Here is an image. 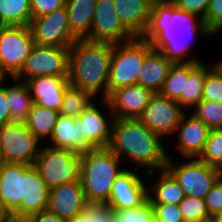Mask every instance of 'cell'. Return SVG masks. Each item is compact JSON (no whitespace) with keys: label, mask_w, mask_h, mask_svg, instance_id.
<instances>
[{"label":"cell","mask_w":222,"mask_h":222,"mask_svg":"<svg viewBox=\"0 0 222 222\" xmlns=\"http://www.w3.org/2000/svg\"><path fill=\"white\" fill-rule=\"evenodd\" d=\"M50 188L32 165L5 163L0 173V212L22 222L47 209Z\"/></svg>","instance_id":"obj_1"},{"label":"cell","mask_w":222,"mask_h":222,"mask_svg":"<svg viewBox=\"0 0 222 222\" xmlns=\"http://www.w3.org/2000/svg\"><path fill=\"white\" fill-rule=\"evenodd\" d=\"M162 137L150 131L139 119H115L108 148L134 168L146 167L144 174L166 167L168 149Z\"/></svg>","instance_id":"obj_2"},{"label":"cell","mask_w":222,"mask_h":222,"mask_svg":"<svg viewBox=\"0 0 222 222\" xmlns=\"http://www.w3.org/2000/svg\"><path fill=\"white\" fill-rule=\"evenodd\" d=\"M112 43L77 39L69 48V83L100 99L108 96Z\"/></svg>","instance_id":"obj_3"},{"label":"cell","mask_w":222,"mask_h":222,"mask_svg":"<svg viewBox=\"0 0 222 222\" xmlns=\"http://www.w3.org/2000/svg\"><path fill=\"white\" fill-rule=\"evenodd\" d=\"M121 162L108 147L80 154V182L90 205L108 202L114 180L126 170L121 168Z\"/></svg>","instance_id":"obj_4"},{"label":"cell","mask_w":222,"mask_h":222,"mask_svg":"<svg viewBox=\"0 0 222 222\" xmlns=\"http://www.w3.org/2000/svg\"><path fill=\"white\" fill-rule=\"evenodd\" d=\"M153 50L141 37L114 44L108 78V95L120 87L136 85L145 57Z\"/></svg>","instance_id":"obj_5"},{"label":"cell","mask_w":222,"mask_h":222,"mask_svg":"<svg viewBox=\"0 0 222 222\" xmlns=\"http://www.w3.org/2000/svg\"><path fill=\"white\" fill-rule=\"evenodd\" d=\"M33 166L50 189L80 181V154L68 149L45 144Z\"/></svg>","instance_id":"obj_6"},{"label":"cell","mask_w":222,"mask_h":222,"mask_svg":"<svg viewBox=\"0 0 222 222\" xmlns=\"http://www.w3.org/2000/svg\"><path fill=\"white\" fill-rule=\"evenodd\" d=\"M184 159L185 163L178 164L179 162H174L175 160L169 154L165 168L179 183L185 195L204 199L212 186L222 176V172L198 158Z\"/></svg>","instance_id":"obj_7"},{"label":"cell","mask_w":222,"mask_h":222,"mask_svg":"<svg viewBox=\"0 0 222 222\" xmlns=\"http://www.w3.org/2000/svg\"><path fill=\"white\" fill-rule=\"evenodd\" d=\"M34 45L29 26H0V77H15Z\"/></svg>","instance_id":"obj_8"},{"label":"cell","mask_w":222,"mask_h":222,"mask_svg":"<svg viewBox=\"0 0 222 222\" xmlns=\"http://www.w3.org/2000/svg\"><path fill=\"white\" fill-rule=\"evenodd\" d=\"M40 143L25 123L11 122L0 127V151L7 163L34 165Z\"/></svg>","instance_id":"obj_9"},{"label":"cell","mask_w":222,"mask_h":222,"mask_svg":"<svg viewBox=\"0 0 222 222\" xmlns=\"http://www.w3.org/2000/svg\"><path fill=\"white\" fill-rule=\"evenodd\" d=\"M196 34L205 38L213 36L202 21L197 27L186 31L144 33L141 38L148 41L153 49L160 51L172 63H188L201 61L197 55H189L193 40L197 38Z\"/></svg>","instance_id":"obj_10"},{"label":"cell","mask_w":222,"mask_h":222,"mask_svg":"<svg viewBox=\"0 0 222 222\" xmlns=\"http://www.w3.org/2000/svg\"><path fill=\"white\" fill-rule=\"evenodd\" d=\"M40 76H69V48L35 44L16 79L26 81Z\"/></svg>","instance_id":"obj_11"},{"label":"cell","mask_w":222,"mask_h":222,"mask_svg":"<svg viewBox=\"0 0 222 222\" xmlns=\"http://www.w3.org/2000/svg\"><path fill=\"white\" fill-rule=\"evenodd\" d=\"M29 27L34 43L40 46L70 48L77 40L70 31L66 6L47 15L32 18Z\"/></svg>","instance_id":"obj_12"},{"label":"cell","mask_w":222,"mask_h":222,"mask_svg":"<svg viewBox=\"0 0 222 222\" xmlns=\"http://www.w3.org/2000/svg\"><path fill=\"white\" fill-rule=\"evenodd\" d=\"M186 111L160 92L155 93L138 118L150 131L160 137L175 136V131Z\"/></svg>","instance_id":"obj_13"},{"label":"cell","mask_w":222,"mask_h":222,"mask_svg":"<svg viewBox=\"0 0 222 222\" xmlns=\"http://www.w3.org/2000/svg\"><path fill=\"white\" fill-rule=\"evenodd\" d=\"M95 6L91 30L85 40L119 44L134 38L121 24L113 0H97Z\"/></svg>","instance_id":"obj_14"},{"label":"cell","mask_w":222,"mask_h":222,"mask_svg":"<svg viewBox=\"0 0 222 222\" xmlns=\"http://www.w3.org/2000/svg\"><path fill=\"white\" fill-rule=\"evenodd\" d=\"M202 21L197 15L177 8L171 0H154L144 33L186 31L197 27Z\"/></svg>","instance_id":"obj_15"},{"label":"cell","mask_w":222,"mask_h":222,"mask_svg":"<svg viewBox=\"0 0 222 222\" xmlns=\"http://www.w3.org/2000/svg\"><path fill=\"white\" fill-rule=\"evenodd\" d=\"M127 169L113 182L110 198L105 206L112 209L139 208L148 200V187L141 175Z\"/></svg>","instance_id":"obj_16"},{"label":"cell","mask_w":222,"mask_h":222,"mask_svg":"<svg viewBox=\"0 0 222 222\" xmlns=\"http://www.w3.org/2000/svg\"><path fill=\"white\" fill-rule=\"evenodd\" d=\"M155 92L141 85L113 90L106 98L115 119H138Z\"/></svg>","instance_id":"obj_17"},{"label":"cell","mask_w":222,"mask_h":222,"mask_svg":"<svg viewBox=\"0 0 222 222\" xmlns=\"http://www.w3.org/2000/svg\"><path fill=\"white\" fill-rule=\"evenodd\" d=\"M89 206L80 181L50 189L47 209L67 222Z\"/></svg>","instance_id":"obj_18"},{"label":"cell","mask_w":222,"mask_h":222,"mask_svg":"<svg viewBox=\"0 0 222 222\" xmlns=\"http://www.w3.org/2000/svg\"><path fill=\"white\" fill-rule=\"evenodd\" d=\"M103 106L107 107L109 114L106 116L100 107L94 101L83 113L77 118L82 125L86 139L95 148H106L111 142L113 124L115 116L112 113L106 99H102Z\"/></svg>","instance_id":"obj_19"},{"label":"cell","mask_w":222,"mask_h":222,"mask_svg":"<svg viewBox=\"0 0 222 222\" xmlns=\"http://www.w3.org/2000/svg\"><path fill=\"white\" fill-rule=\"evenodd\" d=\"M210 129L192 113L185 112L175 131L178 136V154L184 158H198L202 153L207 141Z\"/></svg>","instance_id":"obj_20"},{"label":"cell","mask_w":222,"mask_h":222,"mask_svg":"<svg viewBox=\"0 0 222 222\" xmlns=\"http://www.w3.org/2000/svg\"><path fill=\"white\" fill-rule=\"evenodd\" d=\"M48 146L55 148L68 149L78 154L95 149L86 139L82 125L75 118L59 114L54 125Z\"/></svg>","instance_id":"obj_21"},{"label":"cell","mask_w":222,"mask_h":222,"mask_svg":"<svg viewBox=\"0 0 222 222\" xmlns=\"http://www.w3.org/2000/svg\"><path fill=\"white\" fill-rule=\"evenodd\" d=\"M33 102L37 106L59 111L65 89L70 85L68 77L40 76L25 81Z\"/></svg>","instance_id":"obj_22"},{"label":"cell","mask_w":222,"mask_h":222,"mask_svg":"<svg viewBox=\"0 0 222 222\" xmlns=\"http://www.w3.org/2000/svg\"><path fill=\"white\" fill-rule=\"evenodd\" d=\"M154 0H113L115 13L133 36L142 37L149 23Z\"/></svg>","instance_id":"obj_23"},{"label":"cell","mask_w":222,"mask_h":222,"mask_svg":"<svg viewBox=\"0 0 222 222\" xmlns=\"http://www.w3.org/2000/svg\"><path fill=\"white\" fill-rule=\"evenodd\" d=\"M157 172L159 177L155 179L158 181L148 187V202L178 205L185 197V194L179 183L166 168L145 173V177L154 178Z\"/></svg>","instance_id":"obj_24"},{"label":"cell","mask_w":222,"mask_h":222,"mask_svg":"<svg viewBox=\"0 0 222 222\" xmlns=\"http://www.w3.org/2000/svg\"><path fill=\"white\" fill-rule=\"evenodd\" d=\"M172 64L160 51L153 49L145 57L143 68L138 76L137 85L150 88L155 93L160 92Z\"/></svg>","instance_id":"obj_25"},{"label":"cell","mask_w":222,"mask_h":222,"mask_svg":"<svg viewBox=\"0 0 222 222\" xmlns=\"http://www.w3.org/2000/svg\"><path fill=\"white\" fill-rule=\"evenodd\" d=\"M97 0H66L69 27L77 39H84L91 30Z\"/></svg>","instance_id":"obj_26"},{"label":"cell","mask_w":222,"mask_h":222,"mask_svg":"<svg viewBox=\"0 0 222 222\" xmlns=\"http://www.w3.org/2000/svg\"><path fill=\"white\" fill-rule=\"evenodd\" d=\"M13 85L6 86V98L10 108L11 122L25 123L34 105L29 88L25 81L9 78Z\"/></svg>","instance_id":"obj_27"},{"label":"cell","mask_w":222,"mask_h":222,"mask_svg":"<svg viewBox=\"0 0 222 222\" xmlns=\"http://www.w3.org/2000/svg\"><path fill=\"white\" fill-rule=\"evenodd\" d=\"M207 64L200 62H188V79H185V95L177 103L186 111L191 110L202 100L204 79L210 69Z\"/></svg>","instance_id":"obj_28"},{"label":"cell","mask_w":222,"mask_h":222,"mask_svg":"<svg viewBox=\"0 0 222 222\" xmlns=\"http://www.w3.org/2000/svg\"><path fill=\"white\" fill-rule=\"evenodd\" d=\"M59 111L33 105L25 122L26 127L40 140H49Z\"/></svg>","instance_id":"obj_29"},{"label":"cell","mask_w":222,"mask_h":222,"mask_svg":"<svg viewBox=\"0 0 222 222\" xmlns=\"http://www.w3.org/2000/svg\"><path fill=\"white\" fill-rule=\"evenodd\" d=\"M30 0H0V26H29Z\"/></svg>","instance_id":"obj_30"},{"label":"cell","mask_w":222,"mask_h":222,"mask_svg":"<svg viewBox=\"0 0 222 222\" xmlns=\"http://www.w3.org/2000/svg\"><path fill=\"white\" fill-rule=\"evenodd\" d=\"M95 97L80 88L69 85L64 91L59 114L77 119L94 102Z\"/></svg>","instance_id":"obj_31"},{"label":"cell","mask_w":222,"mask_h":222,"mask_svg":"<svg viewBox=\"0 0 222 222\" xmlns=\"http://www.w3.org/2000/svg\"><path fill=\"white\" fill-rule=\"evenodd\" d=\"M185 79H188V63H173L160 93L178 101L181 95H185Z\"/></svg>","instance_id":"obj_32"},{"label":"cell","mask_w":222,"mask_h":222,"mask_svg":"<svg viewBox=\"0 0 222 222\" xmlns=\"http://www.w3.org/2000/svg\"><path fill=\"white\" fill-rule=\"evenodd\" d=\"M210 130L222 129V103L201 100L192 111Z\"/></svg>","instance_id":"obj_33"},{"label":"cell","mask_w":222,"mask_h":222,"mask_svg":"<svg viewBox=\"0 0 222 222\" xmlns=\"http://www.w3.org/2000/svg\"><path fill=\"white\" fill-rule=\"evenodd\" d=\"M198 159L222 172V129L210 130Z\"/></svg>","instance_id":"obj_34"},{"label":"cell","mask_w":222,"mask_h":222,"mask_svg":"<svg viewBox=\"0 0 222 222\" xmlns=\"http://www.w3.org/2000/svg\"><path fill=\"white\" fill-rule=\"evenodd\" d=\"M178 209L184 221H202L211 217L207 210L205 200L197 197L185 195L183 200L178 204Z\"/></svg>","instance_id":"obj_35"},{"label":"cell","mask_w":222,"mask_h":222,"mask_svg":"<svg viewBox=\"0 0 222 222\" xmlns=\"http://www.w3.org/2000/svg\"><path fill=\"white\" fill-rule=\"evenodd\" d=\"M202 100L222 103V74L214 65L206 72Z\"/></svg>","instance_id":"obj_36"},{"label":"cell","mask_w":222,"mask_h":222,"mask_svg":"<svg viewBox=\"0 0 222 222\" xmlns=\"http://www.w3.org/2000/svg\"><path fill=\"white\" fill-rule=\"evenodd\" d=\"M115 222H155L148 200L139 208L114 209Z\"/></svg>","instance_id":"obj_37"},{"label":"cell","mask_w":222,"mask_h":222,"mask_svg":"<svg viewBox=\"0 0 222 222\" xmlns=\"http://www.w3.org/2000/svg\"><path fill=\"white\" fill-rule=\"evenodd\" d=\"M69 222H115V212L105 205H90Z\"/></svg>","instance_id":"obj_38"},{"label":"cell","mask_w":222,"mask_h":222,"mask_svg":"<svg viewBox=\"0 0 222 222\" xmlns=\"http://www.w3.org/2000/svg\"><path fill=\"white\" fill-rule=\"evenodd\" d=\"M203 22L212 35L220 34L222 31V0H210Z\"/></svg>","instance_id":"obj_39"},{"label":"cell","mask_w":222,"mask_h":222,"mask_svg":"<svg viewBox=\"0 0 222 222\" xmlns=\"http://www.w3.org/2000/svg\"><path fill=\"white\" fill-rule=\"evenodd\" d=\"M153 208L155 222L184 221L177 204L150 203Z\"/></svg>","instance_id":"obj_40"},{"label":"cell","mask_w":222,"mask_h":222,"mask_svg":"<svg viewBox=\"0 0 222 222\" xmlns=\"http://www.w3.org/2000/svg\"><path fill=\"white\" fill-rule=\"evenodd\" d=\"M204 200L210 216L222 212V176L212 186Z\"/></svg>","instance_id":"obj_41"},{"label":"cell","mask_w":222,"mask_h":222,"mask_svg":"<svg viewBox=\"0 0 222 222\" xmlns=\"http://www.w3.org/2000/svg\"><path fill=\"white\" fill-rule=\"evenodd\" d=\"M175 6L183 11L195 14L204 20L210 0H171Z\"/></svg>","instance_id":"obj_42"},{"label":"cell","mask_w":222,"mask_h":222,"mask_svg":"<svg viewBox=\"0 0 222 222\" xmlns=\"http://www.w3.org/2000/svg\"><path fill=\"white\" fill-rule=\"evenodd\" d=\"M66 0H30L32 18L44 16L65 6Z\"/></svg>","instance_id":"obj_43"},{"label":"cell","mask_w":222,"mask_h":222,"mask_svg":"<svg viewBox=\"0 0 222 222\" xmlns=\"http://www.w3.org/2000/svg\"><path fill=\"white\" fill-rule=\"evenodd\" d=\"M5 77H0V127L11 123L10 108L6 98V86L3 85Z\"/></svg>","instance_id":"obj_44"},{"label":"cell","mask_w":222,"mask_h":222,"mask_svg":"<svg viewBox=\"0 0 222 222\" xmlns=\"http://www.w3.org/2000/svg\"><path fill=\"white\" fill-rule=\"evenodd\" d=\"M22 222H67L62 218H59L56 214L48 209L42 210L39 213L33 214L27 217Z\"/></svg>","instance_id":"obj_45"},{"label":"cell","mask_w":222,"mask_h":222,"mask_svg":"<svg viewBox=\"0 0 222 222\" xmlns=\"http://www.w3.org/2000/svg\"><path fill=\"white\" fill-rule=\"evenodd\" d=\"M5 160H4V157H3V154H2V152L0 151V173H1V171L3 170V167H4V165H5Z\"/></svg>","instance_id":"obj_46"},{"label":"cell","mask_w":222,"mask_h":222,"mask_svg":"<svg viewBox=\"0 0 222 222\" xmlns=\"http://www.w3.org/2000/svg\"><path fill=\"white\" fill-rule=\"evenodd\" d=\"M213 65L216 67V69L222 74V61L220 60L219 62L213 63Z\"/></svg>","instance_id":"obj_47"},{"label":"cell","mask_w":222,"mask_h":222,"mask_svg":"<svg viewBox=\"0 0 222 222\" xmlns=\"http://www.w3.org/2000/svg\"><path fill=\"white\" fill-rule=\"evenodd\" d=\"M201 222H217L214 216H211L207 219L202 220Z\"/></svg>","instance_id":"obj_48"},{"label":"cell","mask_w":222,"mask_h":222,"mask_svg":"<svg viewBox=\"0 0 222 222\" xmlns=\"http://www.w3.org/2000/svg\"><path fill=\"white\" fill-rule=\"evenodd\" d=\"M217 222H222V212L218 213L217 215L214 216Z\"/></svg>","instance_id":"obj_49"},{"label":"cell","mask_w":222,"mask_h":222,"mask_svg":"<svg viewBox=\"0 0 222 222\" xmlns=\"http://www.w3.org/2000/svg\"><path fill=\"white\" fill-rule=\"evenodd\" d=\"M7 219L0 212V222H5Z\"/></svg>","instance_id":"obj_50"},{"label":"cell","mask_w":222,"mask_h":222,"mask_svg":"<svg viewBox=\"0 0 222 222\" xmlns=\"http://www.w3.org/2000/svg\"><path fill=\"white\" fill-rule=\"evenodd\" d=\"M182 222H201V221H196V220H187V221H182Z\"/></svg>","instance_id":"obj_51"}]
</instances>
